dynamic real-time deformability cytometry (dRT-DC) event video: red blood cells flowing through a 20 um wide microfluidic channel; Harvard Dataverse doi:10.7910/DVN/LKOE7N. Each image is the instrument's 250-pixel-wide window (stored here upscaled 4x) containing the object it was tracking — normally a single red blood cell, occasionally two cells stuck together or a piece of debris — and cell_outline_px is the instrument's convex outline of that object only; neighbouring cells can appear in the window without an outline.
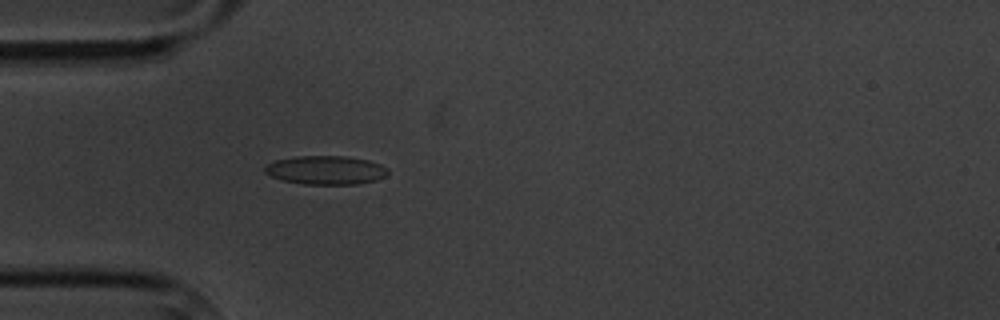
{"species": "common noctule bat (a hibernating species)", "species_latin": "Nyctalus noctula", "temperature_condition": "cold", "stored_images_in_passage": 4, "camera_frame_rate_fps": 3000, "um_per_image_px": 0.085, "animal": {"sex": "male", "body_mass_g": 20.1, "forearm_length_mm": 53.5}, "frame": {"image": 1, "passage_image": 4, "time_ms": 4.333, "image_size_px": [1000, 320], "cell_outline_px": [[388, 172], [384, 176], [376, 180], [356, 184], [304, 184], [280, 180], [264, 172], [264, 168], [268, 164], [276, 160], [296, 156], [344, 156], [368, 160], [380, 164], [388, 168]], "centroid_in_image_um": [27.68, 14.46], "position_along_channel_um": 57.3, "area_um2": 20.52}}